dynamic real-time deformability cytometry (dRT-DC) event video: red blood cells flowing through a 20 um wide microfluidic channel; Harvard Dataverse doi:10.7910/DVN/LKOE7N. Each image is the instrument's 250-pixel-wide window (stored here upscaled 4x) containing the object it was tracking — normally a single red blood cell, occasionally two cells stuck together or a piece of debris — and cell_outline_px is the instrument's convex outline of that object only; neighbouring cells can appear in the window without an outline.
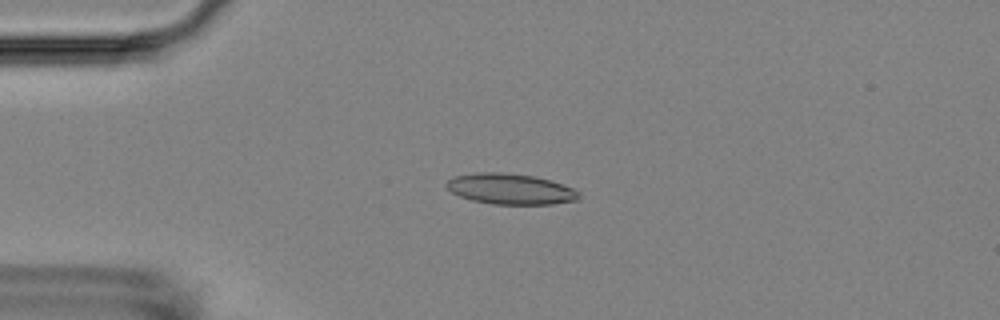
{"species": "Egyptian fruit bat (a non-hibernating species)", "species_latin": "Rousettus aegyptiacus", "temperature_condition": "room temperature", "stored_images_in_passage": 4, "camera_frame_rate_fps": 3000, "um_per_image_px": 0.085, "animal": {"sex": "female"}, "frame": {"image": 1, "passage_image": 4, "time_ms": 4.0, "image_size_px": [1000, 320], "cell_outline_px": [[580, 196], [576, 200], [552, 204], [492, 204], [472, 200], [460, 196], [452, 192], [444, 184], [452, 176], [480, 172], [500, 172], [536, 176], [572, 188], [580, 192]], "centroid_in_image_um": [43.35, 16.06], "position_along_channel_um": 41.6, "area_um2": 23.58}}